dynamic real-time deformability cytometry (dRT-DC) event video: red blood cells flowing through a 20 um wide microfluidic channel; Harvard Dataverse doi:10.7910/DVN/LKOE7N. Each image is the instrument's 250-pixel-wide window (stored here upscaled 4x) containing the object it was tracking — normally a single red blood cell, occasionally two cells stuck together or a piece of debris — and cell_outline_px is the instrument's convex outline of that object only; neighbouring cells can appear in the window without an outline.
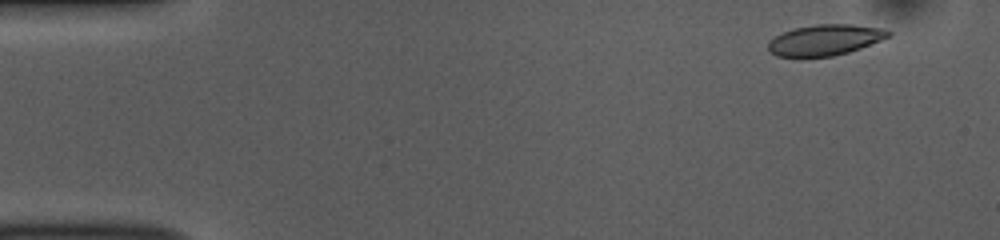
{"species": "common noctule bat (a hibernating species)", "species_latin": "Nyctalus noctula", "temperature_condition": "room temperature", "stored_images_in_passage": 11, "camera_frame_rate_fps": 3000, "um_per_image_px": 0.085, "animal": {"sex": "female", "body_mass_g": 10.0, "forearm_length_mm": 53.1}, "frame": {"image": 1, "passage_image": 4, "time_ms": 1.0, "image_size_px": [1000, 240], "cell_outline_px": [[892, 36], [860, 48], [848, 52], [832, 56], [800, 60], [776, 56], [768, 48], [768, 44], [776, 36], [792, 28], [816, 24], [852, 24], [884, 28], [892, 32]], "centroid_in_image_um": [70.12, 3.43], "position_along_channel_um": 14.9, "area_um2": 22.25}}